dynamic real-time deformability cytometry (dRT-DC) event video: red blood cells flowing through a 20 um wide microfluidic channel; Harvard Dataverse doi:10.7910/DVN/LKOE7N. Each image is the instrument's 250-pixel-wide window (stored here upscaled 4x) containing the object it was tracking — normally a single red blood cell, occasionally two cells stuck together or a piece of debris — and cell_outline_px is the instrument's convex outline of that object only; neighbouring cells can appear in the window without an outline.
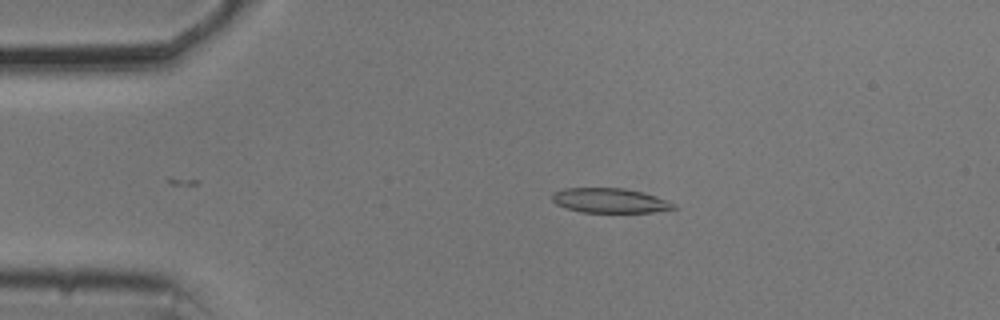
{"species": "common noctule bat (a hibernating species)", "species_latin": "Nyctalus noctula", "temperature_condition": "cold", "stored_images_in_passage": 37, "camera_frame_rate_fps": 3000, "um_per_image_px": 0.085, "animal": {"sex": "male", "body_mass_g": 20.5, "forearm_length_mm": 52.5}, "frame": {"image": 1, "passage_image": 4, "time_ms": 1.0, "image_size_px": [1000, 320], "cell_outline_px": [[676, 208], [652, 212], [584, 212], [568, 208], [556, 204], [552, 200], [552, 196], [556, 192], [564, 188], [624, 188], [656, 196], [668, 200], [676, 204]], "centroid_in_image_um": [51.87, 17.04], "position_along_channel_um": 33.1, "area_um2": 17.22}}
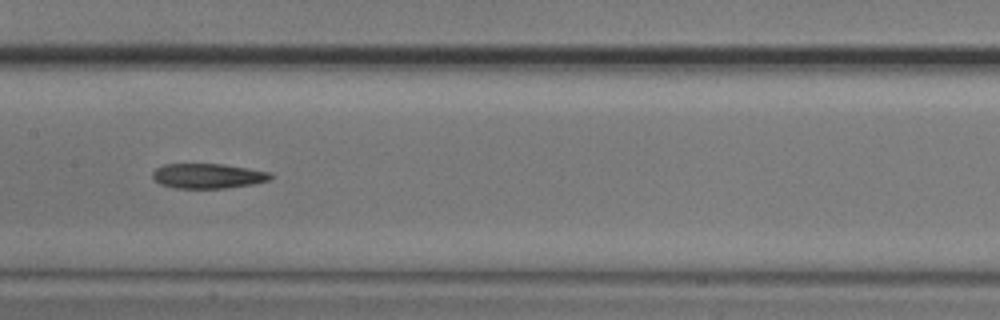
{"frame": {"image": 2, "passage_image": 20, "time_ms": 6.333, "image_size_px": [1000, 320], "cell_outline_px": [[272, 176], [268, 180], [252, 184], [228, 188], [172, 188], [160, 184], [152, 176], [152, 172], [156, 168], [164, 164], [224, 164], [272, 172]], "centroid_in_image_um": [17.66, 14.95], "position_along_channel_um": 189.7, "area_um2": 17.17}}
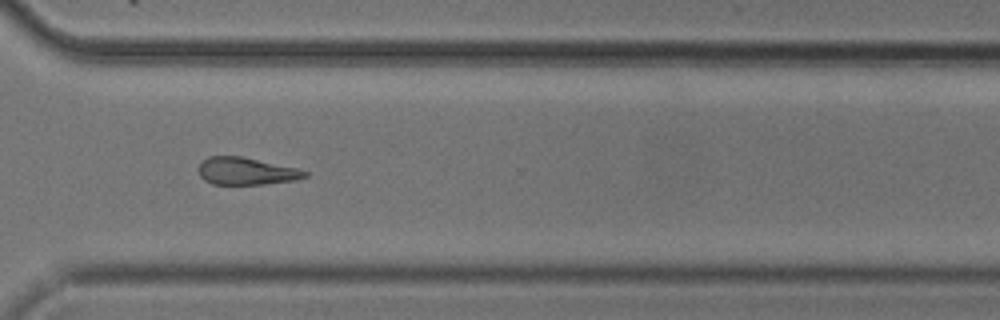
{"frame": {"image": 3, "passage_image": 33, "time_ms": 10.667, "image_size_px": [1000, 320], "cell_outline_px": [[308, 176], [296, 180], [264, 184], [212, 184], [204, 180], [200, 176], [196, 168], [208, 156], [240, 156], [296, 168], [308, 172]], "centroid_in_image_um": [20.89, 14.55], "position_along_channel_um": 349.7, "area_um2": 16.88}, "authors_computed_cell_mechanics": {"area_um2": 17.8602, "velocity_mm_per_s": 3.7037, "shape_relaxation_time_tau1_ms": 3.2994, "shape_relaxation_time_tau2_ms": null, "deformation_change_tau1": 0.1458, "deformation_change_tau2": null}}